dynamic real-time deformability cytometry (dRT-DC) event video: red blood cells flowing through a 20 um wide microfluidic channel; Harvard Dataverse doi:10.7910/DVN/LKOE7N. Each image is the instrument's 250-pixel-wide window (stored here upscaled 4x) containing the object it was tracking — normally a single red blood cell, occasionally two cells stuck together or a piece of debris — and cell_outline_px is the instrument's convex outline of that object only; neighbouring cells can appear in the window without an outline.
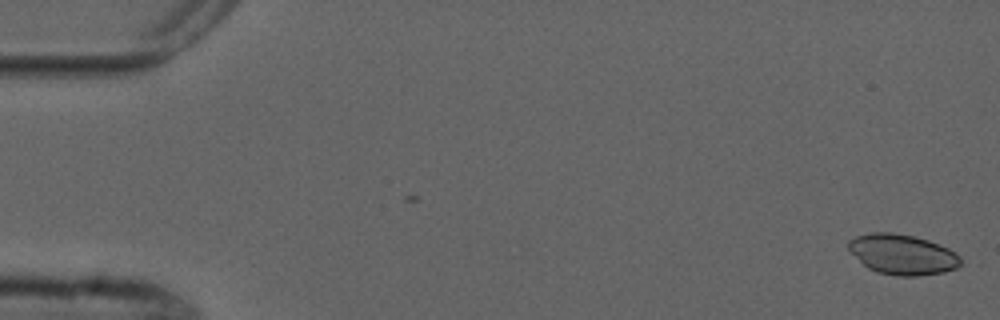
{"species": "common noctule bat (a hibernating species)", "species_latin": "Nyctalus noctula", "temperature_condition": "cold", "stored_images_in_passage": 2, "camera_frame_rate_fps": 3000, "um_per_image_px": 0.085, "animal": {"sex": "male", "forearm_length_mm": 52.5}, "frame": {"image": 1, "passage_image": 2, "time_ms": 1.333, "image_size_px": [1000, 320], "cell_outline_px": [[964, 264], [956, 268], [944, 272], [920, 276], [900, 276], [876, 272], [868, 268], [848, 248], [848, 240], [856, 236], [872, 232], [892, 232], [912, 236], [928, 240], [948, 248], [960, 256]], "centroid_in_image_um": [76.74, 21.63], "position_along_channel_um": 8.3, "area_um2": 26.3}}